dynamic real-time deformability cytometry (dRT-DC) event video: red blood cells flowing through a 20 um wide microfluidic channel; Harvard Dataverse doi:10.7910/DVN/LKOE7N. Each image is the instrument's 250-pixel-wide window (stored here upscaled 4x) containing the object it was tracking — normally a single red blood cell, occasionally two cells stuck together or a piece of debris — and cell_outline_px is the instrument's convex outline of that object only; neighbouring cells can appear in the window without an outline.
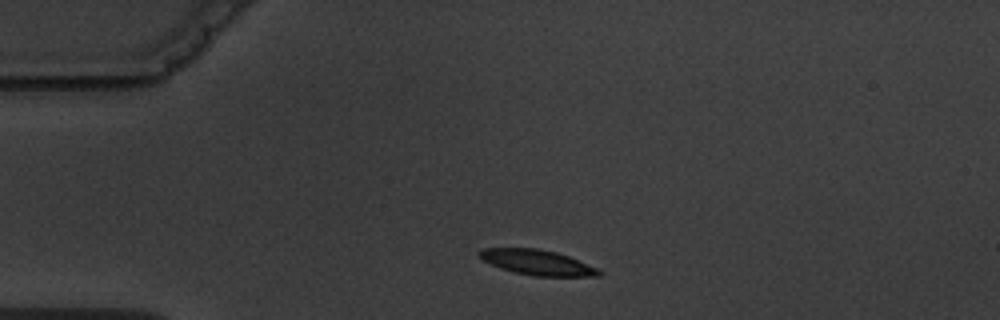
{"species": "common noctule bat (a hibernating species)", "species_latin": "Nyctalus noctula", "temperature_condition": "warm", "stored_images_in_passage": 2, "camera_frame_rate_fps": 3000, "um_per_image_px": 0.085, "animal": {"sex": "male", "body_mass_g": 19.5, "forearm_length_mm": 54.6}, "frame": {"image": 1, "passage_image": 1, "time_ms": 0.0, "image_size_px": [1000, 320], "cell_outline_px": [[604, 272], [600, 276], [532, 276], [500, 268], [476, 256], [476, 252], [484, 248], [540, 248], [556, 252], [568, 256], [596, 268]], "centroid_in_image_um": [45.64, 22.3], "position_along_channel_um": 39.4, "area_um2": 17.51}}